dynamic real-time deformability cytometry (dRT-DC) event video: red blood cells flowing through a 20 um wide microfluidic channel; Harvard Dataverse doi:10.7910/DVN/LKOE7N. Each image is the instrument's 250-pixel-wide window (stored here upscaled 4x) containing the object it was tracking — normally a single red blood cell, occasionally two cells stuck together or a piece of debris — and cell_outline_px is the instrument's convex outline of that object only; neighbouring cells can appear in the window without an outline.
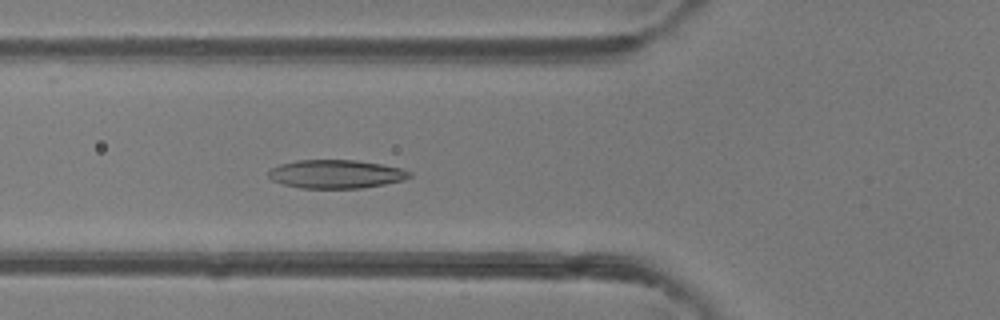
{"species": "common noctule bat (a hibernating species)", "species_latin": "Nyctalus noctula", "temperature_condition": "room temperature", "stored_images_in_passage": 51, "camera_frame_rate_fps": 3000, "um_per_image_px": 0.085, "animal": {"sex": "female"}, "frame": {"image": 1, "passage_image": 19, "time_ms": 6.0, "image_size_px": [1000, 320], "cell_outline_px": [[412, 176], [404, 180], [384, 184], [360, 188], [300, 188], [284, 184], [272, 180], [268, 176], [268, 172], [272, 168], [280, 164], [296, 160], [356, 160], [380, 164], [400, 168], [412, 172]], "centroid_in_image_um": [28.56, 14.79], "position_along_channel_um": 97.2, "area_um2": 23.35}}
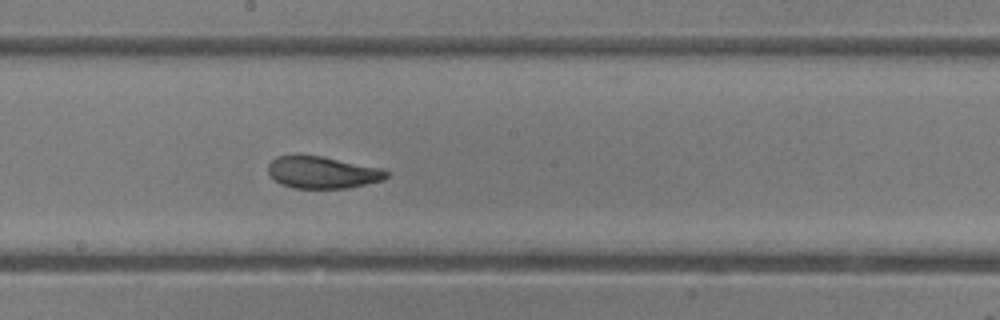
{"frame": {"image": 2, "passage_image": 28, "time_ms": 9.0, "image_size_px": [1000, 320], "cell_outline_px": [[388, 176], [384, 180], [348, 188], [292, 188], [280, 184], [268, 172], [268, 164], [276, 156], [296, 152], [324, 156], [384, 168], [388, 172]], "centroid_in_image_um": [27.39, 14.61], "position_along_channel_um": 220.8, "area_um2": 22.83}}
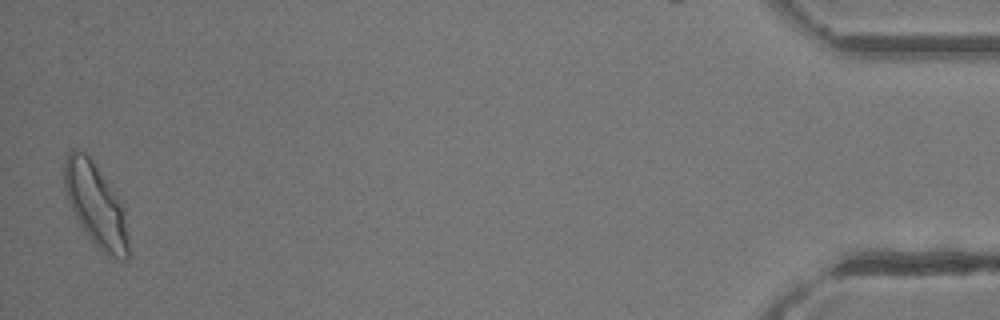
{"frame": {"image": 3, "passage_image": 50, "time_ms": 16.333, "image_size_px": [1000, 320], "cell_outline_px": [[132, 252], [128, 260], [124, 260], [100, 252], [88, 236], [80, 224], [68, 200], [64, 188], [64, 160], [68, 152], [72, 148], [84, 152], [92, 160], [124, 208]], "centroid_in_image_um": [8.18, 17.49], "position_along_channel_um": 427.0, "area_um2": 31.04}, "authors_computed_cell_mechanics": {"area_um2": 24.3338, "velocity_mm_per_s": 4.1017, "shape_relaxation_time_tau1_ms": 2.6855, "shape_relaxation_time_tau2_ms": 1.6982, "deformation_change_tau1": 0.1175, "deformation_change_tau2": 0.0756}}